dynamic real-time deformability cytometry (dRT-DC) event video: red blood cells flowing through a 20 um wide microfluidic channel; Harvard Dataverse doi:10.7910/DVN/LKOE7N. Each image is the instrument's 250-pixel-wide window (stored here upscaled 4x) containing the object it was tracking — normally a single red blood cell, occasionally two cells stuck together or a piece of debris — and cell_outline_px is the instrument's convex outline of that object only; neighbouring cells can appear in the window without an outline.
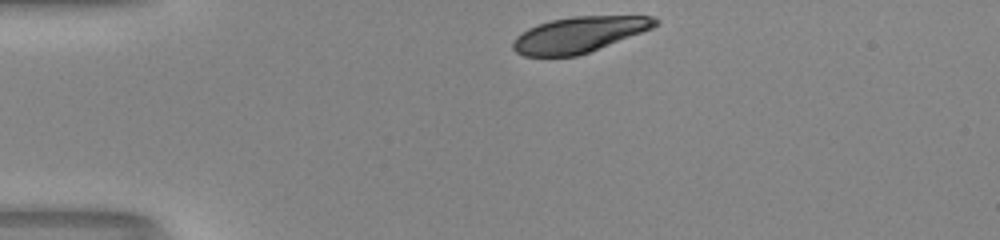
{"species": "human", "species_latin": "Homo sapiens", "temperature_condition": "room temperature", "stored_images_in_passage": 32, "camera_frame_rate_fps": 3000, "um_per_image_px": 0.085, "donor": {"sex": "male"}, "frame": {"image": 1, "passage_image": 1, "time_ms": 0.0, "image_size_px": [1000, 240], "cell_outline_px": [[660, 20], [652, 28], [588, 52], [576, 56], [524, 56], [516, 52], [512, 48], [512, 44], [516, 36], [528, 28], [552, 20], [572, 16], [652, 16]], "centroid_in_image_um": [49.19, 2.94], "position_along_channel_um": 35.8, "area_um2": 29.19}}
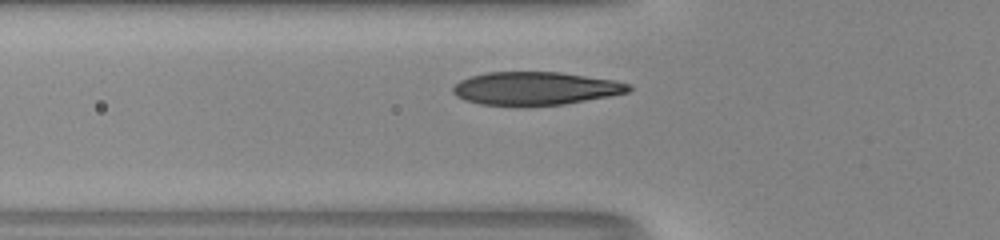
{"frame": {"image": 2, "passage_image": 8, "time_ms": 2.333, "image_size_px": [1000, 240], "cell_outline_px": [[632, 88], [628, 92], [608, 96], [564, 104], [480, 104], [464, 100], [456, 96], [452, 92], [452, 88], [460, 80], [472, 76], [488, 72], [560, 72], [616, 80], [632, 84]], "centroid_in_image_um": [45.53, 7.49], "position_along_channel_um": 80.3, "area_um2": 33.41}}
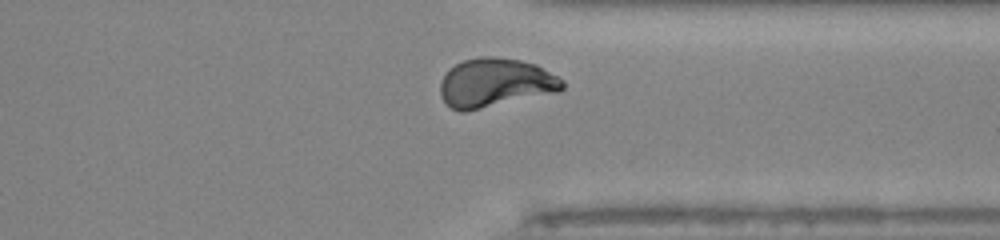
{"frame": {"image": 3, "passage_image": 29, "time_ms": 9.333, "image_size_px": [1000, 240], "cell_outline_px": [[564, 88], [560, 92], [464, 112], [460, 112], [452, 108], [440, 96], [440, 84], [448, 68], [464, 60], [480, 56], [496, 56], [520, 60], [536, 64], [564, 80]], "centroid_in_image_um": [42.11, 7.03], "position_along_channel_um": 369.3, "area_um2": 35.03}, "authors_computed_cell_mechanics": {"area_um2": 33.6685, "velocity_mm_per_s": 4.1387, "shape_relaxation_time_tau1_ms": 3.9446, "shape_relaxation_time_tau2_ms": 1.061, "deformation_change_tau1": 0.164, "deformation_change_tau2": 0.0421}}